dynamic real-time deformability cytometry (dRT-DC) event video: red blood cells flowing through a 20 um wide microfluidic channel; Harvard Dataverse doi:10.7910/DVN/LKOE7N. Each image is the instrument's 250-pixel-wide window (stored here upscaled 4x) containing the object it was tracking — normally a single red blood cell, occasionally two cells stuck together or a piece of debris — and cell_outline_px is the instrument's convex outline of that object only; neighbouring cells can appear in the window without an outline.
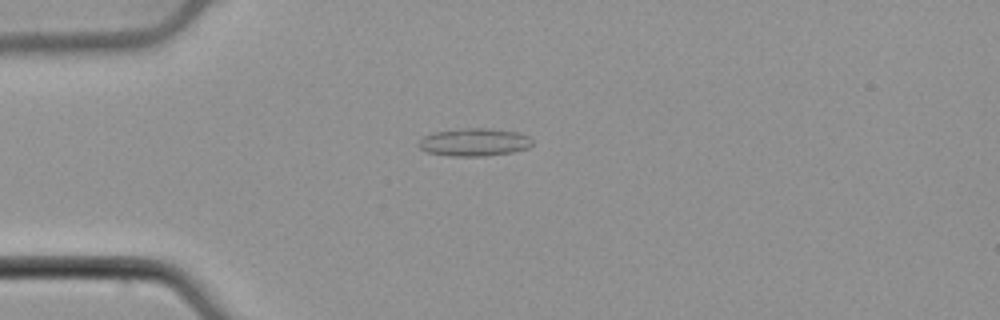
{"species": "common noctule bat (a hibernating species)", "species_latin": "Nyctalus noctula", "temperature_condition": "cold", "stored_images_in_passage": 53, "camera_frame_rate_fps": 3000, "um_per_image_px": 0.085, "animal": {"sex": "male", "body_mass_g": 21.5, "forearm_length_mm": 52.0}, "frame": {"image": 1, "passage_image": 14, "time_ms": 4.333, "image_size_px": [1000, 320], "cell_outline_px": [[532, 144], [528, 148], [512, 152], [484, 156], [448, 156], [428, 152], [420, 148], [416, 144], [424, 136], [432, 132], [460, 128], [488, 128], [520, 132], [528, 136], [532, 140]], "centroid_in_image_um": [40.3, 12.08], "position_along_channel_um": 44.7, "area_um2": 18.61}}
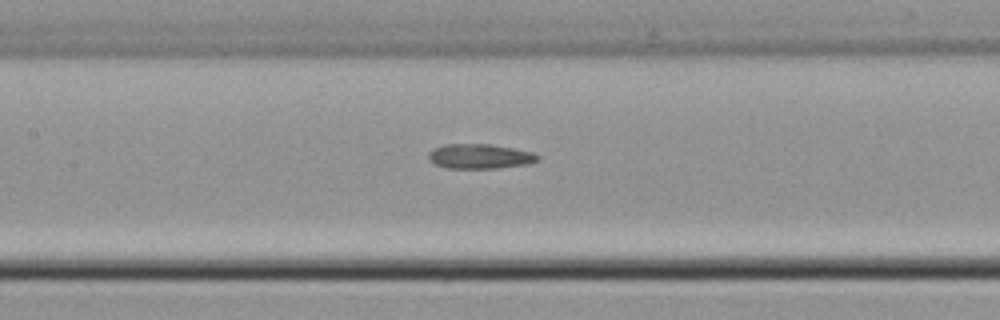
{"frame": {"image": 2, "passage_image": 25, "time_ms": 8.0, "image_size_px": [1000, 320], "cell_outline_px": [[540, 156], [536, 160], [528, 164], [496, 168], [448, 168], [436, 164], [428, 160], [428, 152], [432, 148], [444, 144], [488, 144], [512, 148], [532, 152]], "centroid_in_image_um": [40.73, 13.28], "position_along_channel_um": 166.7, "area_um2": 15.66}}
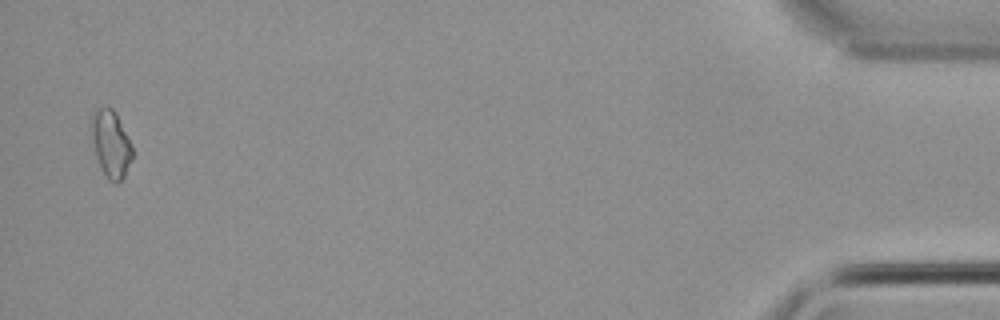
{"frame": {"image": 3, "passage_image": 52, "time_ms": 17.0, "image_size_px": [1000, 320], "cell_outline_px": [[132, 156], [124, 176], [116, 184], [108, 180], [100, 168], [96, 156], [92, 140], [92, 112], [96, 108], [112, 108], [116, 112], [132, 148]], "centroid_in_image_um": [9.4, 12.24], "position_along_channel_um": 425.8, "area_um2": 15.66}, "authors_computed_cell_mechanics": {"area_um2": 15.6638, "velocity_mm_per_s": 3.8848, "shape_relaxation_time_tau1_ms": null, "shape_relaxation_time_tau2_ms": 5.9208, "deformation_change_tau1": null, "deformation_change_tau2": 0.1486}}